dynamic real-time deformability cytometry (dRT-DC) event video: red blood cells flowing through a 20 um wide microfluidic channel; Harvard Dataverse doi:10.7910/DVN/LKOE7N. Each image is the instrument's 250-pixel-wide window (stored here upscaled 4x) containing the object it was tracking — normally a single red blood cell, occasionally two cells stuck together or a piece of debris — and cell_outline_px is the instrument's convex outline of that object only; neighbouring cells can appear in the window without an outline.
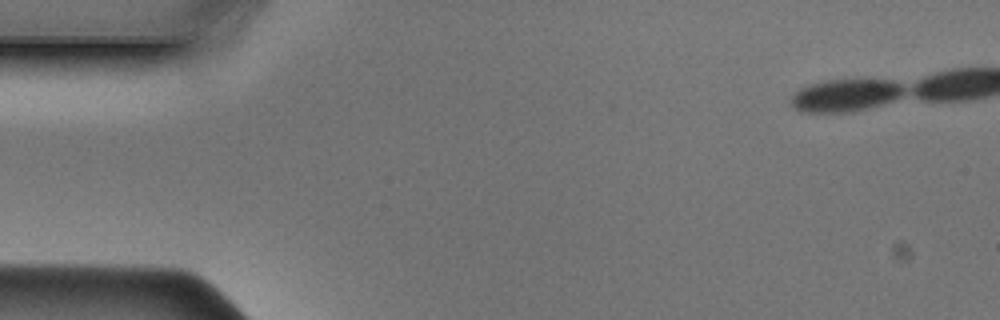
{"species": "Egyptian fruit bat (a non-hibernating species)", "species_latin": "Rousettus aegyptiacus", "temperature_condition": "cold", "stored_images_in_passage": 21, "camera_frame_rate_fps": 3000, "um_per_image_px": 0.085, "animal": {"sex": "male"}, "frame": {"image": 1, "passage_image": 1, "time_ms": 0.0, "image_size_px": [1000, 320], "cell_outline_px": [[904, 92], [896, 96], [884, 100], [856, 108], [800, 108], [796, 104], [796, 96], [800, 92], [808, 88], [824, 84], [852, 80], [872, 80], [896, 84], [904, 88]], "centroid_in_image_um": [72.02, 8.02], "position_along_channel_um": 13.0, "area_um2": 16.53}}
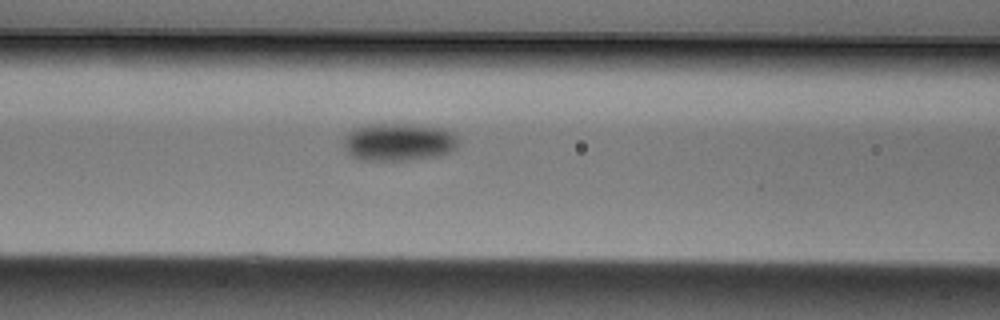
{"frame": {"image": 2, "passage_image": 17, "time_ms": 5.333, "image_size_px": [1000, 320], "cell_outline_px": [[448, 144], [444, 148], [432, 152], [384, 156], [356, 152], [352, 148], [352, 136], [360, 132], [392, 128], [404, 128], [436, 132], [448, 136]], "centroid_in_image_um": [33.85, 12.05], "position_along_channel_um": 132.7, "area_um2": 15.55}}
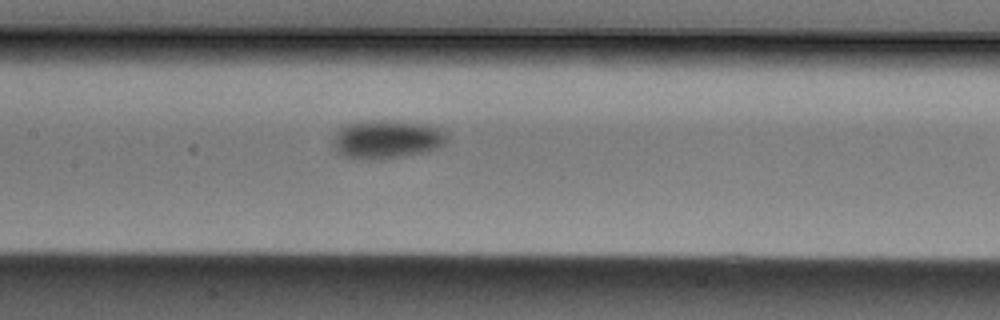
{"frame": {"image": 3, "passage_image": 20, "time_ms": 6.333, "image_size_px": [1000, 320], "cell_outline_px": [[436, 144], [420, 148], [396, 152], [348, 152], [344, 148], [344, 136], [352, 128], [420, 128], [432, 132], [436, 136]], "centroid_in_image_um": [32.93, 11.87], "position_along_channel_um": 174.5, "area_um2": 14.28}}